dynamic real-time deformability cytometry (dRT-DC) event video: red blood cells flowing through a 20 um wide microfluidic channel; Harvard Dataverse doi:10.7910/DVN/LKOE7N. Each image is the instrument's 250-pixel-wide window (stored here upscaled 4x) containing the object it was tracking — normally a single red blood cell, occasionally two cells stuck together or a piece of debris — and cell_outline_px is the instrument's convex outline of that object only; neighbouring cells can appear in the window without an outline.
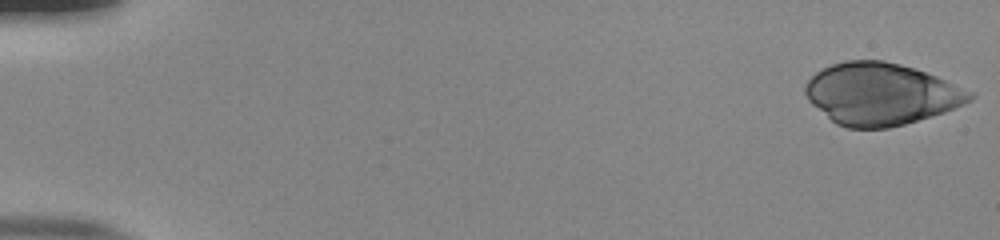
{"species": "human", "species_latin": "Homo sapiens", "temperature_condition": "room temperature", "stored_images_in_passage": 53, "camera_frame_rate_fps": 3000, "um_per_image_px": 0.085, "donor": {"sex": "male"}, "frame": {"image": 1, "passage_image": 1, "time_ms": 0.0, "image_size_px": [1000, 240], "cell_outline_px": [[976, 96], [972, 100], [964, 104], [944, 112], [904, 124], [888, 128], [848, 128], [836, 124], [812, 104], [808, 100], [804, 92], [804, 84], [816, 72], [832, 64], [844, 60], [884, 60], [900, 64], [936, 76], [972, 92]], "centroid_in_image_um": [74.85, 7.99], "position_along_channel_um": 10.1, "area_um2": 59.13}}
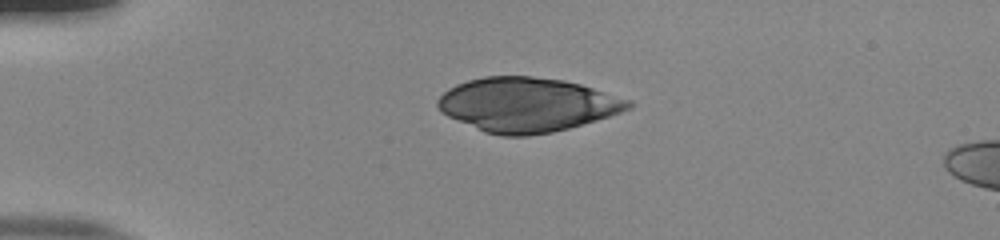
{"frame": {"image": 2, "passage_image": 13, "time_ms": 4.0, "image_size_px": [1000, 240], "cell_outline_px": [[632, 108], [596, 120], [568, 128], [552, 132], [528, 136], [500, 136], [484, 132], [448, 116], [440, 112], [436, 104], [436, 100], [448, 88], [456, 84], [468, 80], [484, 76], [532, 76], [564, 80], [580, 84], [632, 100]], "centroid_in_image_um": [44.78, 8.89], "position_along_channel_um": 40.2, "area_um2": 60.29}}